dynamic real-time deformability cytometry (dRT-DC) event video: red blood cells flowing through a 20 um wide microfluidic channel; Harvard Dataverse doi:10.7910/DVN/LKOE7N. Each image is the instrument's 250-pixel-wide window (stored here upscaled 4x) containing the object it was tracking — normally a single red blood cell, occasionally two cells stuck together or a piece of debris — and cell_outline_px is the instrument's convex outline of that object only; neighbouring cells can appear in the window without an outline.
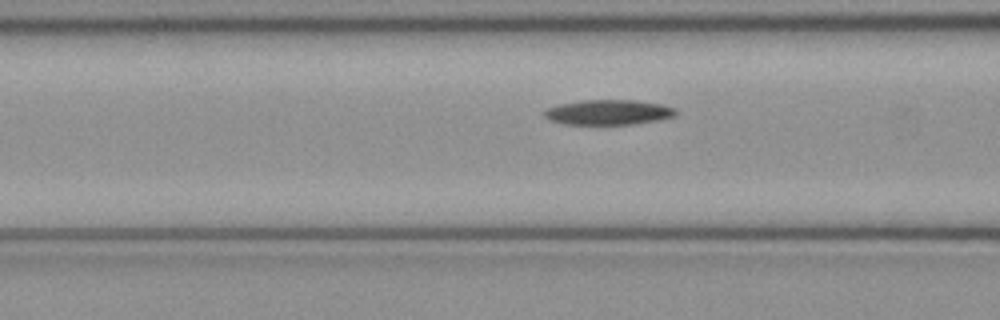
{"species": "common noctule bat (a hibernating species)", "species_latin": "Nyctalus noctula", "temperature_condition": "cold", "stored_images_in_passage": 48, "segment_of_instrument_passage": [1, 2], "camera_frame_rate_fps": 3000, "um_per_image_px": 0.085, "animal": {"sex": "female", "body_mass_g": 21.9}, "frame": {"image": 1, "passage_image": 16, "time_ms": 5.0, "image_size_px": [1000, 320], "cell_outline_px": [[676, 116], [660, 120], [632, 124], [564, 124], [548, 120], [540, 112], [544, 108], [560, 104], [580, 100], [636, 100], [664, 104], [676, 108]], "centroid_in_image_um": [51.69, 9.54], "position_along_channel_um": 114.9, "area_um2": 19.59}}
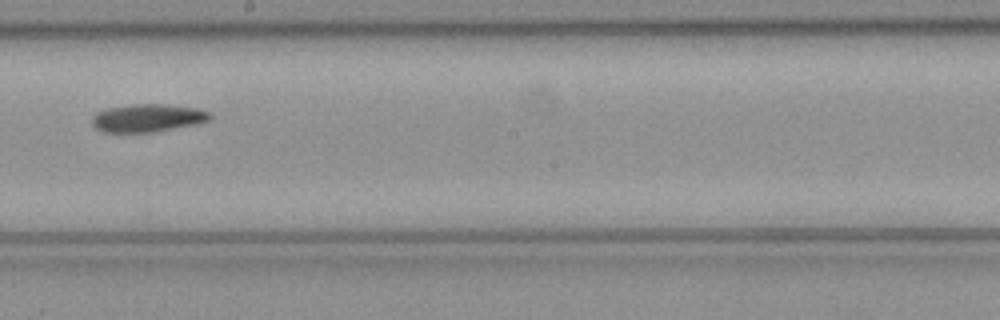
{"frame": {"image": 2, "passage_image": 25, "time_ms": 8.0, "image_size_px": [1000, 320], "cell_outline_px": [[212, 116], [208, 120], [196, 124], [152, 132], [104, 132], [96, 128], [92, 124], [92, 116], [96, 112], [108, 108], [132, 104], [160, 104], [200, 108], [208, 112]], "centroid_in_image_um": [12.53, 10.02], "position_along_channel_um": 235.7, "area_um2": 19.07}}
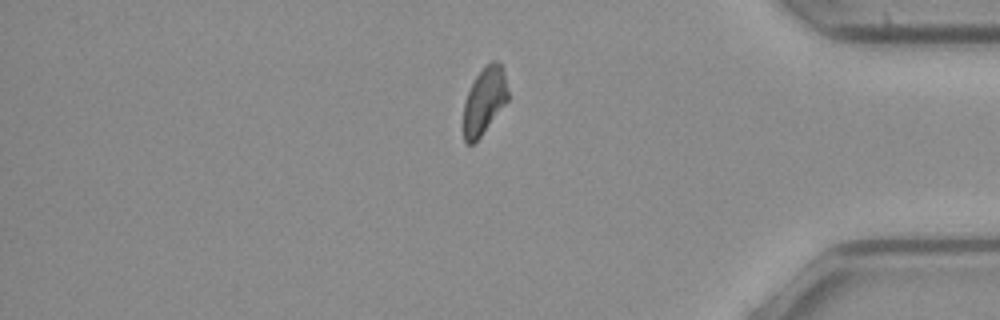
{"frame": {"image": 3, "passage_image": 39, "time_ms": 12.667, "image_size_px": [1000, 320], "cell_outline_px": [[508, 100], [480, 136], [472, 144], [468, 144], [464, 140], [464, 104], [468, 92], [476, 76], [484, 64], [492, 60], [496, 60], [500, 64], [504, 76], [508, 92]], "centroid_in_image_um": [41.16, 8.53], "position_along_channel_um": 394.0, "area_um2": 16.94}}